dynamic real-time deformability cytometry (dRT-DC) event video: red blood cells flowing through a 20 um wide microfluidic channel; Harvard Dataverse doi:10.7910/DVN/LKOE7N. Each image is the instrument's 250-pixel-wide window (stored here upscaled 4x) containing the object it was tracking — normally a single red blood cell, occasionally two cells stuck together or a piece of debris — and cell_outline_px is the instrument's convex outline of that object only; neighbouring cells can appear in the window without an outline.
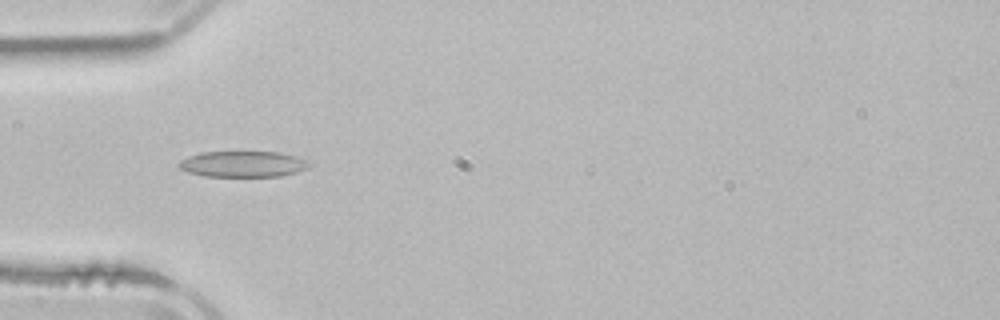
{"species": "common noctule bat (a hibernating species)", "species_latin": "Nyctalus noctula", "temperature_condition": "room temperature", "stored_images_in_passage": 5, "camera_frame_rate_fps": 3000, "um_per_image_px": 0.085, "animal": {"sex": "male", "body_mass_g": 21.5, "forearm_length_mm": 52.0}, "frame": {"image": 1, "passage_image": 4, "time_ms": 4.0, "image_size_px": [1000, 320], "cell_outline_px": [[312, 164], [308, 168], [296, 172], [280, 176], [204, 176], [188, 172], [180, 168], [176, 164], [180, 160], [188, 156], [200, 152], [280, 152], [296, 156], [308, 160]], "centroid_in_image_um": [20.65, 13.94], "position_along_channel_um": 64.3, "area_um2": 19.83}}
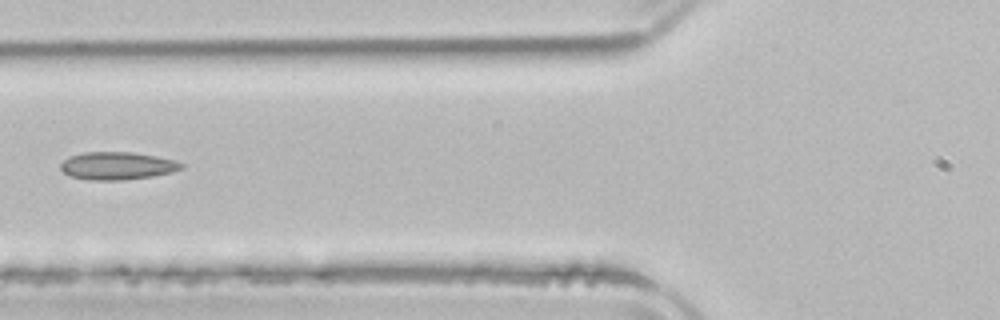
{"frame": {"image": 2, "passage_image": 5, "time_ms": 5.333, "image_size_px": [1000, 320], "cell_outline_px": [[184, 168], [172, 172], [152, 176], [124, 180], [88, 180], [68, 176], [60, 168], [60, 164], [68, 156], [84, 152], [132, 152], [156, 156], [176, 160], [184, 164]], "centroid_in_image_um": [9.96, 14.09], "position_along_channel_um": 115.8, "area_um2": 19.71}}